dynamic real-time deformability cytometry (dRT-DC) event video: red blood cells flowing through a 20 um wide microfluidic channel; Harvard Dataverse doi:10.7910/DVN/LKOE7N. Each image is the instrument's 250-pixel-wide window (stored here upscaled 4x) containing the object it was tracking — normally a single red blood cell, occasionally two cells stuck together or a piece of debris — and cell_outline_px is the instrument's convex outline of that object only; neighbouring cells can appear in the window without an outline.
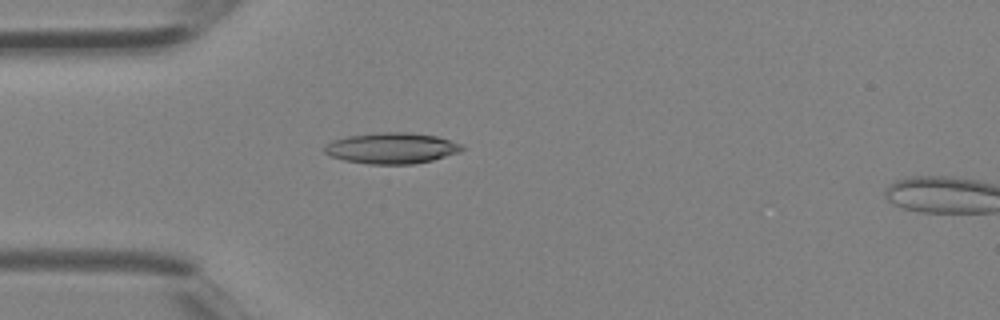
{"species": "Egyptian fruit bat (a non-hibernating species)", "species_latin": "Rousettus aegyptiacus", "temperature_condition": "room temperature", "stored_images_in_passage": 2, "camera_frame_rate_fps": 3000, "um_per_image_px": 0.085, "animal": {"sex": "female"}, "frame": {"image": 1, "passage_image": 2, "time_ms": 0.333, "image_size_px": [1000, 320], "cell_outline_px": [[464, 148], [460, 152], [432, 160], [412, 164], [368, 164], [344, 160], [332, 156], [324, 152], [324, 144], [332, 140], [348, 136], [380, 132], [412, 132], [436, 136], [460, 144]], "centroid_in_image_um": [33.26, 12.59], "position_along_channel_um": 51.7, "area_um2": 24.74}}